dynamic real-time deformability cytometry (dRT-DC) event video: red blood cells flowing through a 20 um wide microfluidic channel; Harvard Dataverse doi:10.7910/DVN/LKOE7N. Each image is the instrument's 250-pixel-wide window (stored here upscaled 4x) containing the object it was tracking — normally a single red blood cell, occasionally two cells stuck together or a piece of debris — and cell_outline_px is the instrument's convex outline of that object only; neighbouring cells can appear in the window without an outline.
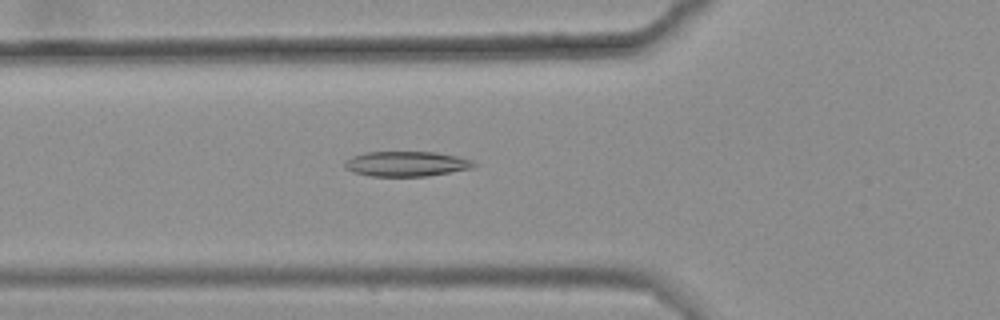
{"species": "common noctule bat (a hibernating species)", "species_latin": "Nyctalus noctula", "temperature_condition": "warm", "stored_images_in_passage": 37, "camera_frame_rate_fps": 3000, "um_per_image_px": 0.085, "animal": {"sex": "female", "body_mass_g": 25.1}, "frame": {"image": 1, "passage_image": 8, "time_ms": 2.333, "image_size_px": [1000, 320], "cell_outline_px": [[476, 164], [472, 168], [428, 176], [372, 176], [352, 172], [344, 168], [344, 164], [352, 156], [364, 152], [436, 152], [456, 156], [472, 160]], "centroid_in_image_um": [34.52, 13.92], "position_along_channel_um": 91.3, "area_um2": 18.79}}
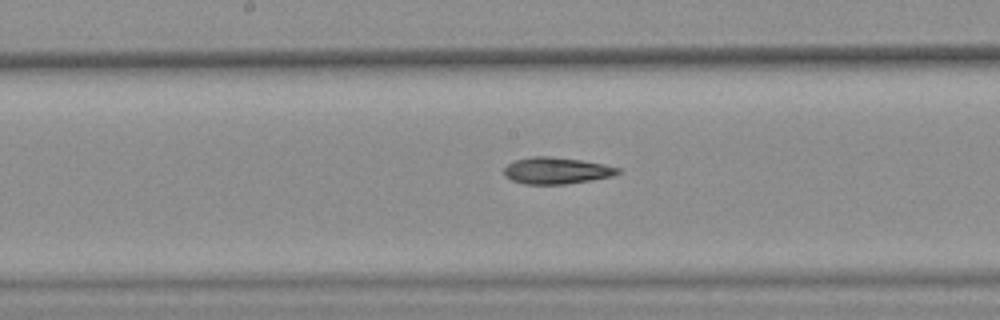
{"frame": {"image": 2, "passage_image": 17, "time_ms": 5.333, "image_size_px": [1000, 320], "cell_outline_px": [[620, 172], [612, 176], [564, 184], [524, 184], [512, 180], [504, 176], [504, 168], [508, 164], [516, 160], [532, 156], [548, 156], [580, 160], [604, 164], [620, 168]], "centroid_in_image_um": [47.27, 14.5], "position_along_channel_um": 200.9, "area_um2": 17.46}}
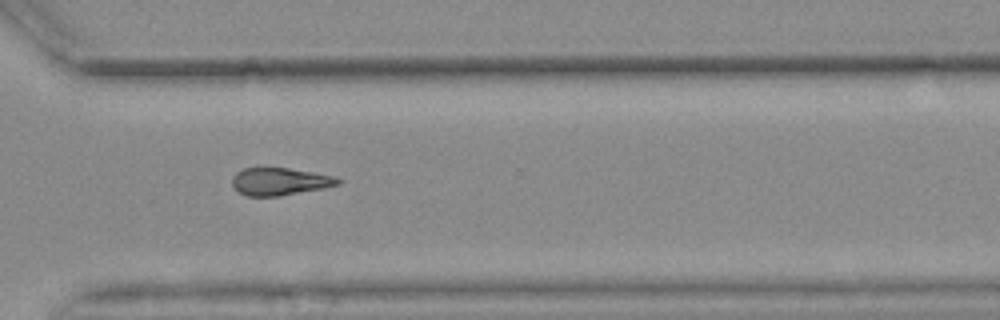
{"frame": {"image": 3, "passage_image": 29, "time_ms": 9.333, "image_size_px": [1000, 320], "cell_outline_px": [[344, 180], [340, 184], [324, 188], [280, 196], [248, 196], [240, 192], [232, 184], [232, 176], [236, 172], [244, 168], [264, 164], [312, 172], [332, 176]], "centroid_in_image_um": [23.75, 15.38], "position_along_channel_um": 346.8, "area_um2": 17.51}}